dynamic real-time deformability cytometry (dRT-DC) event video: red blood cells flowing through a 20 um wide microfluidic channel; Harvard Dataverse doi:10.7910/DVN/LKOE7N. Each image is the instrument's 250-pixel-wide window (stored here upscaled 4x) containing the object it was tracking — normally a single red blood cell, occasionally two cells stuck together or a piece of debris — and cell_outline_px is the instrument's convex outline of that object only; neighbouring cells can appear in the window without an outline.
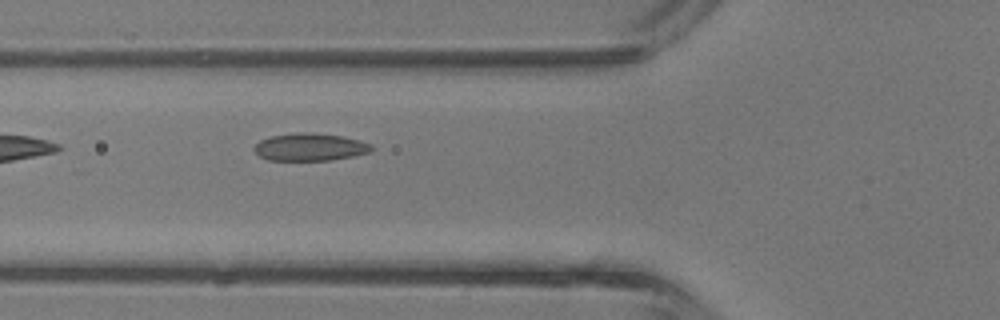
{"species": "common noctule bat (a hibernating species)", "species_latin": "Nyctalus noctula", "temperature_condition": "room temperature", "stored_images_in_passage": 26, "camera_frame_rate_fps": 3000, "um_per_image_px": 0.085, "animal": {"sex": "male", "body_mass_g": 13.3}, "frame": {"image": 1, "passage_image": 4, "time_ms": 1.0, "image_size_px": [1000, 320], "cell_outline_px": [[372, 152], [332, 160], [268, 160], [260, 156], [252, 148], [260, 140], [272, 136], [296, 132], [312, 132], [344, 136], [360, 140], [372, 144]], "centroid_in_image_um": [26.37, 12.49], "position_along_channel_um": 99.4, "area_um2": 18.96}}
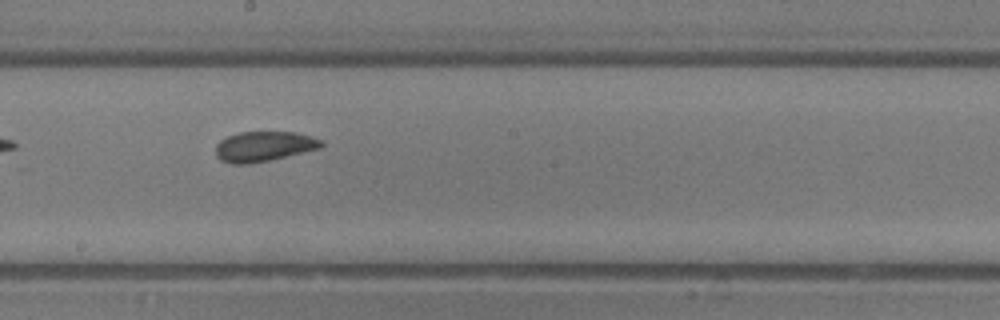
{"frame": {"image": 2, "passage_image": 12, "time_ms": 3.667, "image_size_px": [1000, 320], "cell_outline_px": [[324, 144], [320, 148], [268, 160], [248, 164], [232, 164], [220, 160], [216, 156], [216, 144], [220, 140], [228, 136], [240, 132], [296, 132], [312, 136], [324, 140]], "centroid_in_image_um": [22.43, 12.44], "position_along_channel_um": 225.8, "area_um2": 18.5}}
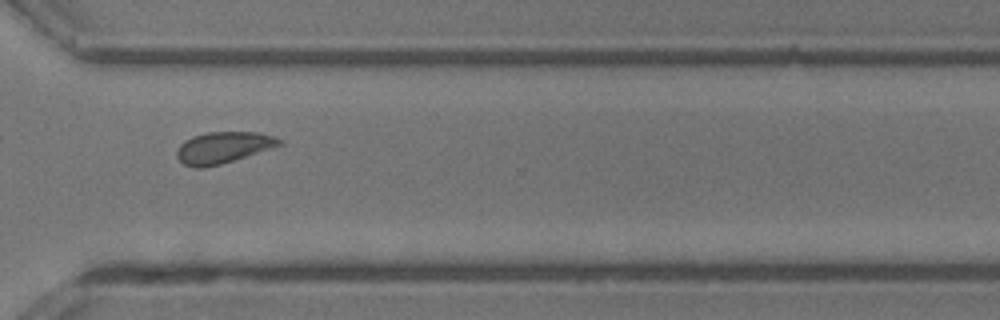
{"frame": {"image": 3, "passage_image": 20, "time_ms": 6.333, "image_size_px": [1000, 320], "cell_outline_px": [[284, 144], [220, 164], [204, 168], [192, 168], [184, 164], [176, 156], [176, 152], [180, 144], [184, 140], [192, 136], [208, 132], [260, 132], [276, 136], [284, 140]], "centroid_in_image_um": [18.98, 12.53], "position_along_channel_um": 351.6, "area_um2": 18.9}, "authors_computed_cell_mechanics": {"area_um2": 18.496, "velocity_mm_per_s": 4.7208, "shape_relaxation_time_tau1_ms": 4.1507, "shape_relaxation_time_tau2_ms": 1.4633, "deformation_change_tau1": 0.0777, "deformation_change_tau2": 0.0621}}